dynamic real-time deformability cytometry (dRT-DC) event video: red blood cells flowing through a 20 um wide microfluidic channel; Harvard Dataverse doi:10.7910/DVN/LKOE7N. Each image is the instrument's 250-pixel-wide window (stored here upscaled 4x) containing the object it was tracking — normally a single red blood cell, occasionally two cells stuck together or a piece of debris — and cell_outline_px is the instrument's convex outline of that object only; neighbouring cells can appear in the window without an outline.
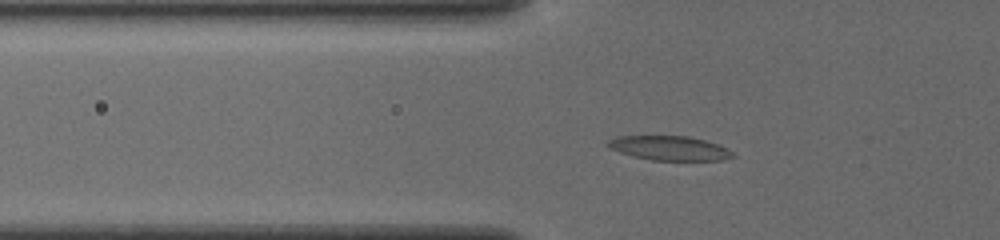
{"species": "common noctule bat (a hibernating species)", "species_latin": "Nyctalus noctula", "temperature_condition": "cold", "stored_images_in_passage": 37, "camera_frame_rate_fps": 3000, "um_per_image_px": 0.085, "animal": {"sex": "female", "body_mass_g": 19.5, "forearm_length_mm": 54.1}, "frame": {"image": 1, "passage_image": 3, "time_ms": 0.667, "image_size_px": [1000, 240], "cell_outline_px": [[736, 156], [720, 160], [652, 160], [620, 152], [608, 148], [604, 144], [608, 140], [616, 136], [688, 136], [720, 144], [732, 152]], "centroid_in_image_um": [56.89, 12.58], "position_along_channel_um": 68.9, "area_um2": 17.69}}
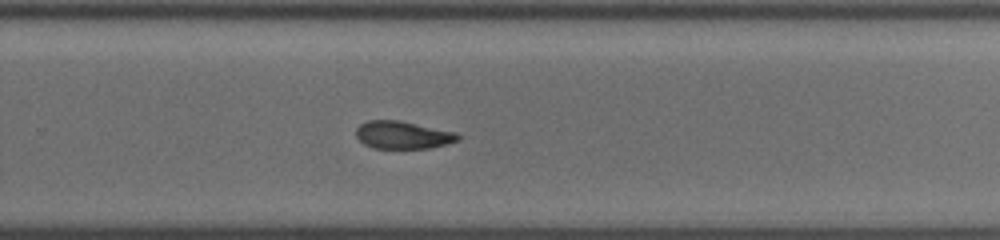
{"frame": {"image": 2, "passage_image": 21, "time_ms": 6.667, "image_size_px": [1000, 240], "cell_outline_px": [[460, 140], [432, 148], [372, 148], [364, 144], [356, 136], [356, 128], [360, 124], [368, 120], [400, 120], [456, 132], [460, 136]], "centroid_in_image_um": [34.24, 11.47], "position_along_channel_um": 295.6, "area_um2": 16.53}}
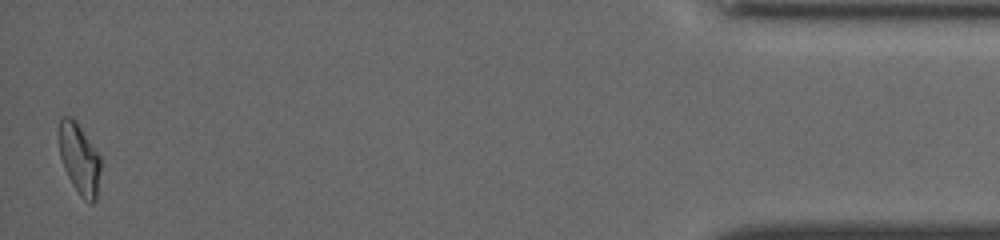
{"frame": {"image": 3, "passage_image": 37, "time_ms": 12.0, "image_size_px": [1000, 240], "cell_outline_px": [[100, 172], [96, 200], [92, 204], [88, 204], [80, 196], [72, 184], [64, 168], [60, 156], [60, 120], [64, 116], [72, 116], [76, 120], [100, 156]], "centroid_in_image_um": [6.77, 13.53], "position_along_channel_um": 428.4, "area_um2": 17.05}, "authors_computed_cell_mechanics": {"area_um2": 16.9932, "velocity_mm_per_s": 3.8603, "shape_relaxation_time_tau1_ms": 9.0419, "shape_relaxation_time_tau2_ms": 5.1745, "deformation_change_tau1": 0.2103, "deformation_change_tau2": 0.0677}}